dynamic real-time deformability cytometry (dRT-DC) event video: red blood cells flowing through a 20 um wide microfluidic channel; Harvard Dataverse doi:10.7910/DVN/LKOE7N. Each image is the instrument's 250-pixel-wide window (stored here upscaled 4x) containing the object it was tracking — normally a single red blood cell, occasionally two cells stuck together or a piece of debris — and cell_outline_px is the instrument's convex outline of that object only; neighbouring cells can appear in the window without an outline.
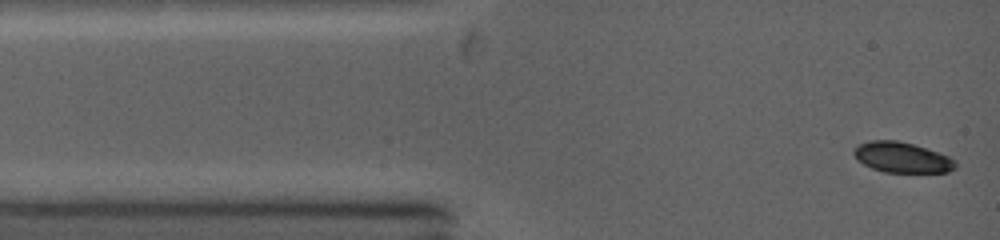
{"species": "common noctule bat (a hibernating species)", "species_latin": "Nyctalus noctula", "temperature_condition": "warm", "stored_images_in_passage": 84, "camera_frame_rate_fps": 5000, "um_per_image_px": 0.085, "animal": {"sex": "female", "body_mass_g": 19.0, "forearm_length_mm": 53.3}, "frame": {"image": 1, "passage_image": 1, "time_ms": 0.0, "image_size_px": [1000, 240], "cell_outline_px": [[956, 168], [948, 172], [884, 172], [872, 168], [864, 164], [852, 152], [856, 144], [868, 140], [896, 140], [912, 144], [948, 156], [956, 160]], "centroid_in_image_um": [76.65, 13.37], "position_along_channel_um": 8.3, "area_um2": 17.92}}
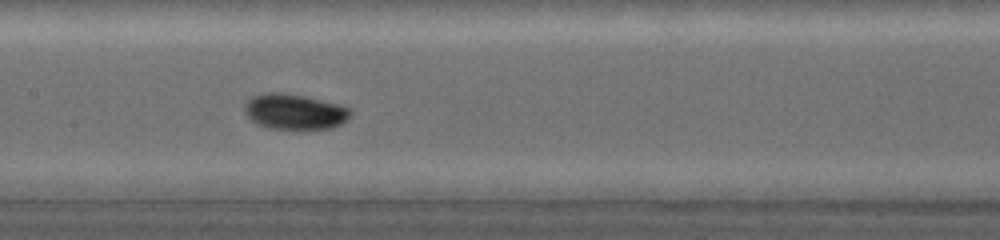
{"frame": {"image": 2, "passage_image": 35, "time_ms": 5.2, "image_size_px": [1000, 240], "cell_outline_px": [[352, 116], [348, 120], [332, 128], [268, 128], [256, 124], [248, 120], [244, 112], [244, 104], [248, 100], [256, 96], [300, 96], [336, 104], [348, 108], [352, 112]], "centroid_in_image_um": [25.06, 9.57], "position_along_channel_um": 182.3, "area_um2": 20.75}}
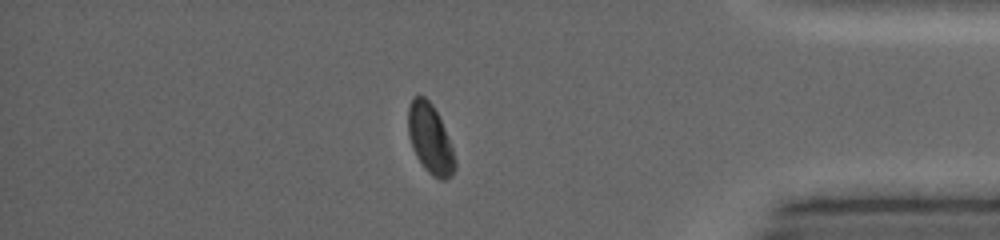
{"frame": {"image": 3, "passage_image": 69, "time_ms": 10.8, "image_size_px": [1000, 240], "cell_outline_px": [[456, 168], [452, 176], [444, 180], [440, 180], [432, 176], [424, 168], [416, 156], [412, 148], [408, 136], [408, 108], [412, 96], [424, 96], [432, 104], [444, 128], [452, 148], [456, 160]], "centroid_in_image_um": [36.55, 11.84], "position_along_channel_um": 398.6, "area_um2": 19.02}, "authors_computed_cell_mechanics": {"area_um2": 19.9988, "velocity_mm_per_s": 4.376, "shape_relaxation_time_tau1_ms": 3.4495, "shape_relaxation_time_tau2_ms": 3.006, "deformation_change_tau1": 0.1193, "deformation_change_tau2": 0.0338}}